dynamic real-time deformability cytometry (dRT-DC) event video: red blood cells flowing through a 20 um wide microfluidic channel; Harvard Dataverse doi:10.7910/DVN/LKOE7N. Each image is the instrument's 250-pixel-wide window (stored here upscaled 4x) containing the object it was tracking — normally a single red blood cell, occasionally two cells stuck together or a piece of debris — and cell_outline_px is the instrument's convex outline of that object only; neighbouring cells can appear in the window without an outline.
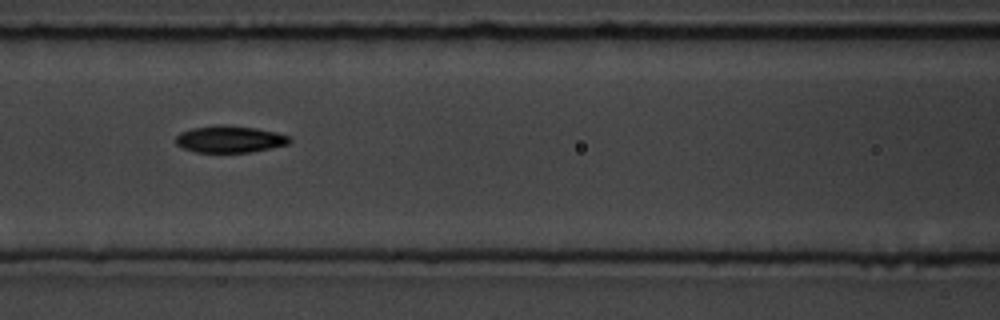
{"species": "common noctule bat (a hibernating species)", "species_latin": "Nyctalus noctula", "temperature_condition": "room temperature", "stored_images_in_passage": 8, "camera_frame_rate_fps": 3000, "um_per_image_px": 0.085, "animal": {"sex": "male", "body_mass_g": 19.5, "forearm_length_mm": 54.6}, "frame": {"image": 1, "passage_image": 3, "time_ms": 2.333, "image_size_px": [1000, 320], "cell_outline_px": [[292, 140], [288, 144], [252, 152], [196, 152], [184, 148], [176, 144], [176, 136], [180, 132], [192, 128], [256, 128], [276, 132], [292, 136]], "centroid_in_image_um": [19.59, 11.88], "position_along_channel_um": 147.0, "area_um2": 16.94}}
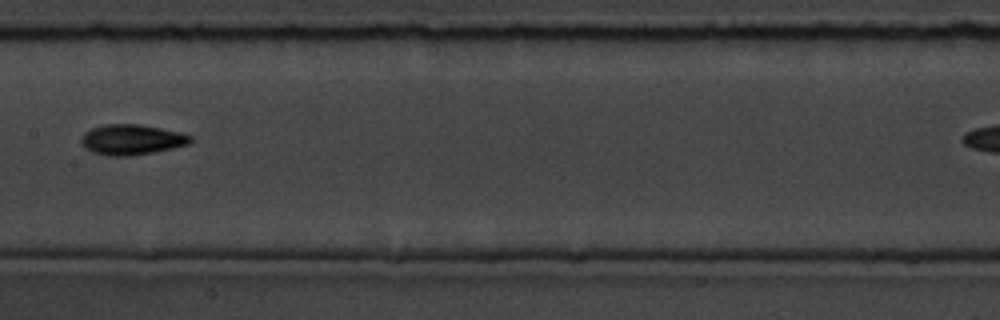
{"frame": {"image": 2, "passage_image": 4, "time_ms": 3.667, "image_size_px": [1000, 320], "cell_outline_px": [[192, 140], [188, 144], [172, 148], [152, 152], [128, 156], [108, 156], [92, 152], [84, 148], [80, 144], [80, 140], [84, 132], [92, 128], [104, 124], [140, 124], [180, 132], [192, 136]], "centroid_in_image_um": [11.14, 11.86], "position_along_channel_um": 196.3, "area_um2": 19.36}}
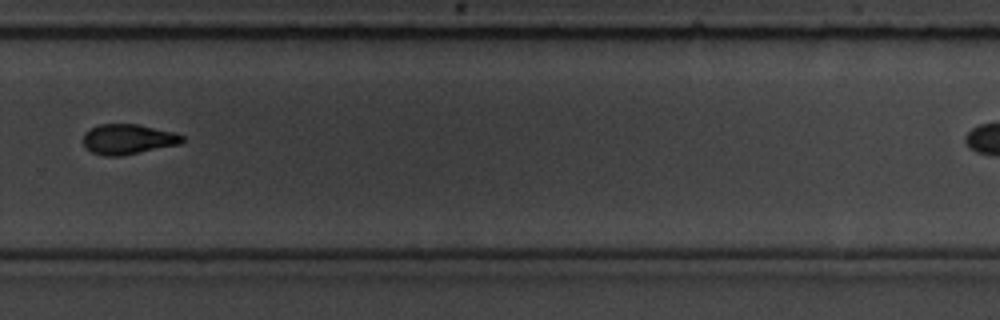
{"frame": {"image": 3, "passage_image": 7, "time_ms": 7.0, "image_size_px": [1000, 320], "cell_outline_px": [[184, 140], [180, 144], [124, 156], [104, 156], [92, 152], [84, 148], [84, 132], [100, 124], [136, 124], [172, 132], [184, 136]], "centroid_in_image_um": [10.86, 11.85], "position_along_channel_um": 318.9, "area_um2": 17.4}}